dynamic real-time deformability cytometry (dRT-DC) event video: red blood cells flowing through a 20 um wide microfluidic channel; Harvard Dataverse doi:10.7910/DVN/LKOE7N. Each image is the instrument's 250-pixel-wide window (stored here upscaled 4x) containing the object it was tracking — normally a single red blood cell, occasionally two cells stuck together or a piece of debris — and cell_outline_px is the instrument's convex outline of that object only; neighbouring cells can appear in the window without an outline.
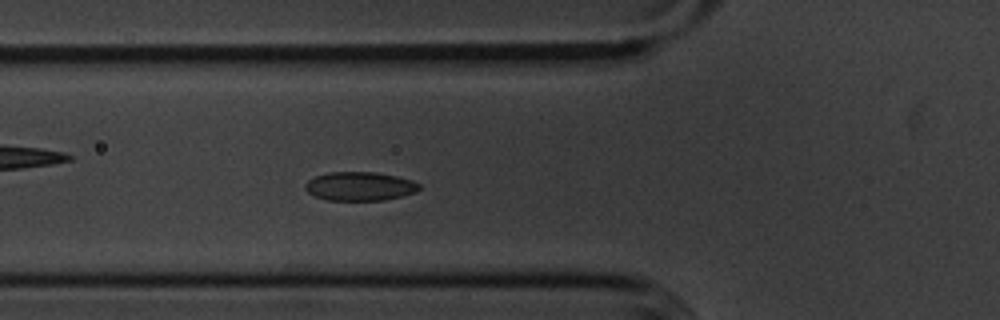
{"species": "common noctule bat (a hibernating species)", "species_latin": "Nyctalus noctula", "temperature_condition": "cold", "stored_images_in_passage": 42, "camera_frame_rate_fps": 3000, "um_per_image_px": 0.085, "animal": {"sex": "male", "body_mass_g": 20.1, "forearm_length_mm": 53.5}, "frame": {"image": 1, "passage_image": 18, "time_ms": 5.667, "image_size_px": [1000, 320], "cell_outline_px": [[420, 188], [416, 192], [384, 200], [328, 200], [316, 196], [308, 192], [304, 188], [304, 184], [308, 180], [316, 176], [328, 172], [376, 172], [396, 176], [412, 180], [420, 184]], "centroid_in_image_um": [30.58, 15.82], "position_along_channel_um": 95.2, "area_um2": 19.07}}
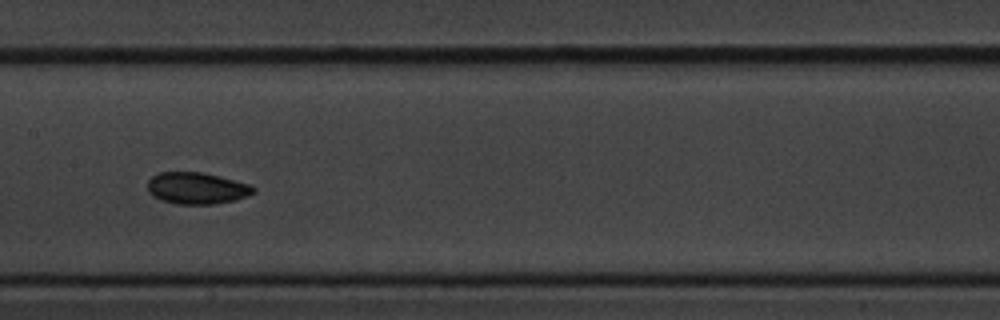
{"frame": {"image": 2, "passage_image": 26, "time_ms": 8.333, "image_size_px": [1000, 320], "cell_outline_px": [[256, 192], [248, 196], [236, 200], [216, 204], [176, 204], [152, 196], [148, 192], [148, 180], [152, 176], [160, 172], [204, 172], [252, 184], [256, 188]], "centroid_in_image_um": [16.78, 15.99], "position_along_channel_um": 190.6, "area_um2": 19.83}}
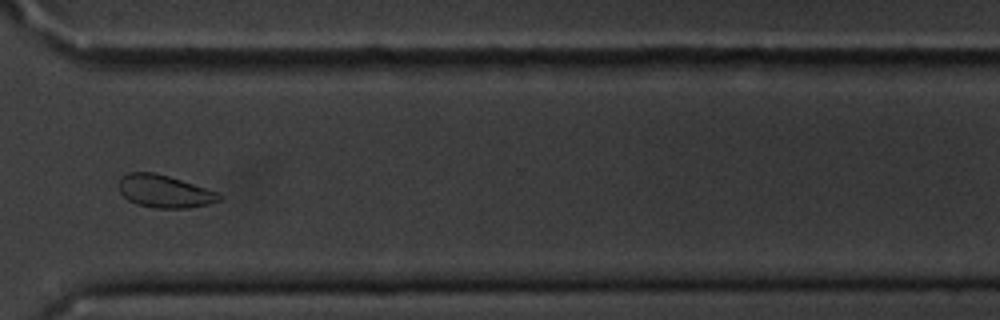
{"frame": {"image": 3, "passage_image": 40, "time_ms": 13.0, "image_size_px": [1000, 320], "cell_outline_px": [[224, 196], [220, 200], [208, 204], [188, 208], [152, 208], [128, 200], [120, 192], [120, 180], [128, 172], [152, 172], [168, 176], [220, 192]], "centroid_in_image_um": [14.04, 16.27], "position_along_channel_um": 356.6, "area_um2": 18.96}, "authors_computed_cell_mechanics": {"area_um2": 19.5653, "velocity_mm_per_s": 3.5577, "shape_relaxation_time_tau1_ms": 1.6304, "shape_relaxation_time_tau2_ms": 3.4595, "deformation_change_tau1": 0.0489, "deformation_change_tau2": 0.047}}